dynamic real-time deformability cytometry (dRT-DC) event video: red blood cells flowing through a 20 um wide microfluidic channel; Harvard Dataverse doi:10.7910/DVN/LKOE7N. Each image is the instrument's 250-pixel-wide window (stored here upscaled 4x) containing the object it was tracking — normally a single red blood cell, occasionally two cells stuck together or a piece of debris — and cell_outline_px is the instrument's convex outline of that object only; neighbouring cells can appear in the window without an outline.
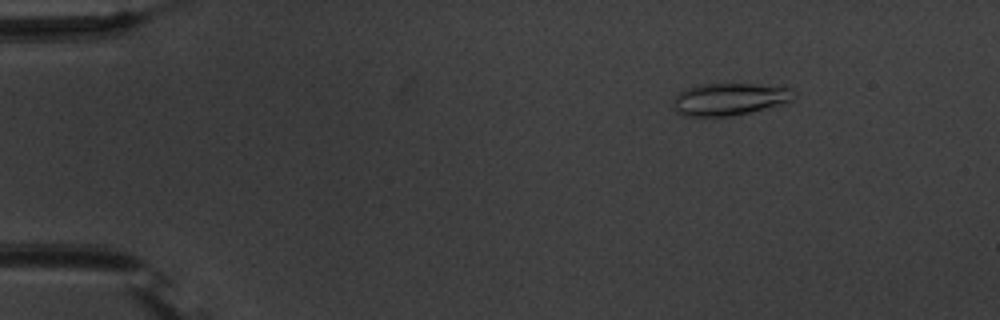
{"species": "common noctule bat (a hibernating species)", "species_latin": "Nyctalus noctula", "temperature_condition": "warm", "stored_images_in_passage": 54, "camera_frame_rate_fps": 3000, "um_per_image_px": 0.085, "animal": {"sex": "male", "body_mass_g": 20.1, "forearm_length_mm": 53.5}, "frame": {"image": 1, "passage_image": 8, "time_ms": 2.333, "image_size_px": [1000, 320], "cell_outline_px": [[796, 96], [792, 100], [784, 104], [748, 112], [728, 116], [684, 116], [676, 112], [672, 108], [672, 100], [680, 92], [688, 88], [700, 84], [784, 84], [796, 88]], "centroid_in_image_um": [62.11, 8.4], "position_along_channel_um": 22.9, "area_um2": 23.29}}
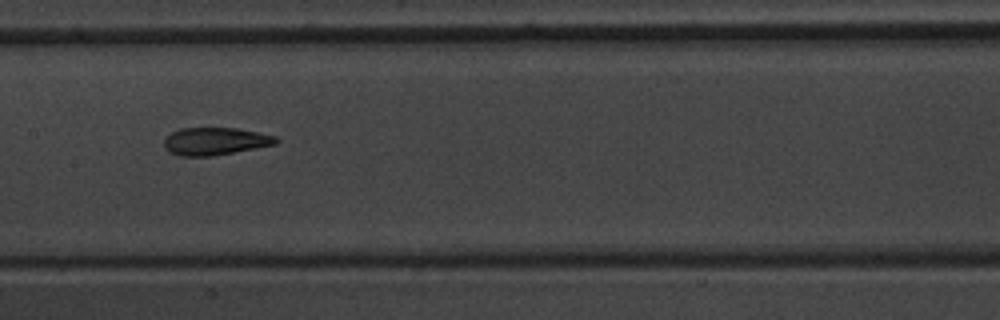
{"frame": {"image": 2, "passage_image": 28, "time_ms": 9.0, "image_size_px": [1000, 320], "cell_outline_px": [[280, 140], [276, 144], [256, 148], [212, 156], [180, 156], [168, 152], [164, 148], [164, 140], [172, 132], [180, 128], [236, 128], [276, 136]], "centroid_in_image_um": [18.27, 12.01], "position_along_channel_um": 189.1, "area_um2": 17.98}}
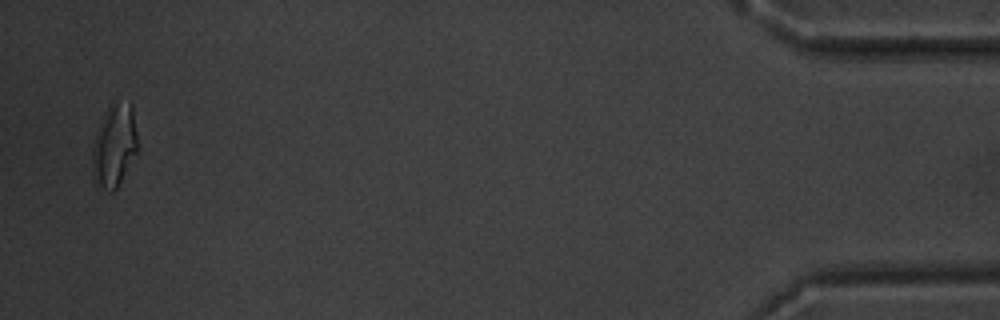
{"frame": {"image": 3, "passage_image": 53, "time_ms": 17.333, "image_size_px": [1000, 320], "cell_outline_px": [[140, 148], [116, 188], [112, 192], [108, 192], [96, 180], [92, 172], [92, 148], [104, 112], [108, 104], [112, 100], [132, 104]], "centroid_in_image_um": [9.76, 12.31], "position_along_channel_um": 425.4, "area_um2": 22.02}, "authors_computed_cell_mechanics": {"area_um2": 19.2763, "velocity_mm_per_s": 3.7933, "shape_relaxation_time_tau1_ms": 7.5659, "shape_relaxation_time_tau2_ms": 1.6802, "deformation_change_tau1": 0.2233, "deformation_change_tau2": 0.0935}}